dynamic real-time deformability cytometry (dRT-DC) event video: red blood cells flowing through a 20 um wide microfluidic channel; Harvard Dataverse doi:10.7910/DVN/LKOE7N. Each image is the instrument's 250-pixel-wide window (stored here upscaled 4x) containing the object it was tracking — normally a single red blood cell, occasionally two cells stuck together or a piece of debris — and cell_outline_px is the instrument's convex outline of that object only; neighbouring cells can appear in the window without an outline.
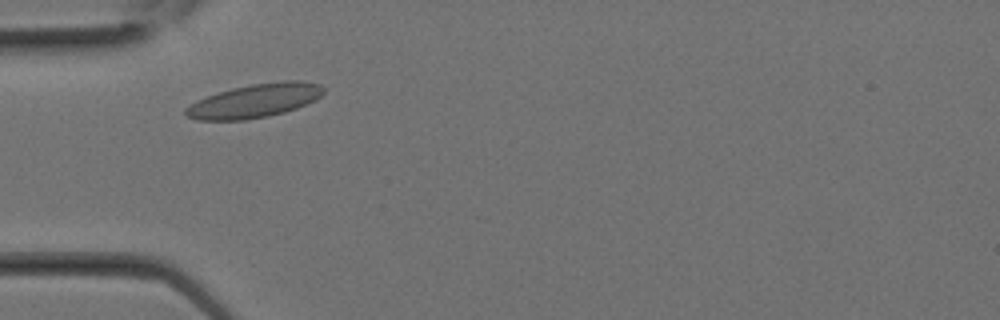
{"species": "Egyptian fruit bat (a non-hibernating species)", "species_latin": "Rousettus aegyptiacus", "temperature_condition": "room temperature", "stored_images_in_passage": 9, "camera_frame_rate_fps": 3000, "um_per_image_px": 0.085, "animal": {"sex": "female"}, "frame": {"image": 1, "passage_image": 2, "time_ms": 0.333, "image_size_px": [1000, 320], "cell_outline_px": [[324, 92], [316, 100], [296, 108], [284, 112], [268, 116], [244, 120], [196, 120], [188, 116], [184, 112], [184, 108], [196, 100], [232, 88], [252, 84], [284, 80], [300, 80], [320, 84], [324, 88]], "centroid_in_image_um": [21.66, 8.56], "position_along_channel_um": 63.3, "area_um2": 27.05}}
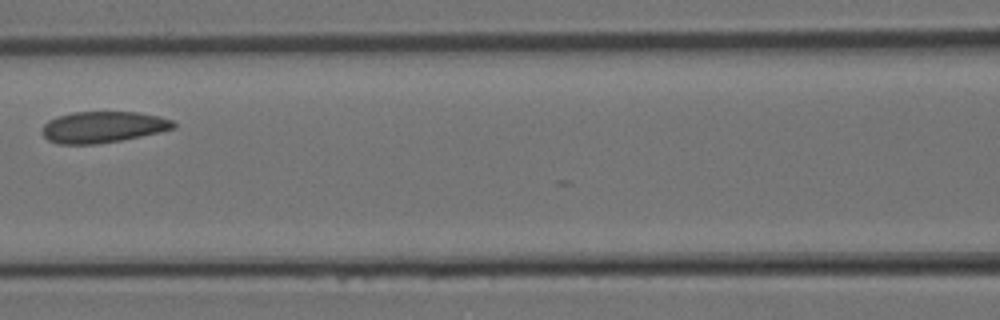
{"frame": {"image": 2, "passage_image": 6, "time_ms": 1.667, "image_size_px": [1000, 320], "cell_outline_px": [[176, 128], [160, 132], [120, 140], [96, 144], [60, 144], [48, 140], [40, 132], [40, 128], [48, 120], [56, 116], [72, 112], [140, 112], [160, 116], [172, 120], [176, 124]], "centroid_in_image_um": [8.73, 10.79], "position_along_channel_um": 157.9, "area_um2": 24.16}}
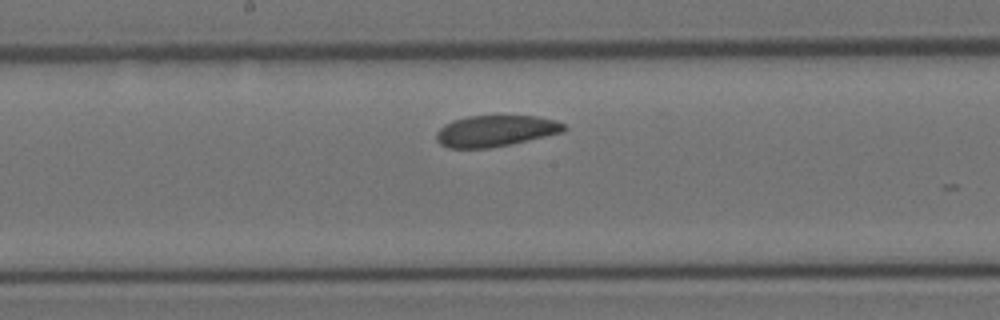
{"frame": {"image": 3, "passage_image": 8, "time_ms": 2.333, "image_size_px": [1000, 320], "cell_outline_px": [[568, 128], [564, 132], [508, 144], [488, 148], [448, 148], [440, 144], [436, 140], [436, 132], [444, 124], [452, 120], [468, 116], [536, 116], [556, 120], [564, 124]], "centroid_in_image_um": [42.1, 11.12], "position_along_channel_um": 206.1, "area_um2": 23.18}}